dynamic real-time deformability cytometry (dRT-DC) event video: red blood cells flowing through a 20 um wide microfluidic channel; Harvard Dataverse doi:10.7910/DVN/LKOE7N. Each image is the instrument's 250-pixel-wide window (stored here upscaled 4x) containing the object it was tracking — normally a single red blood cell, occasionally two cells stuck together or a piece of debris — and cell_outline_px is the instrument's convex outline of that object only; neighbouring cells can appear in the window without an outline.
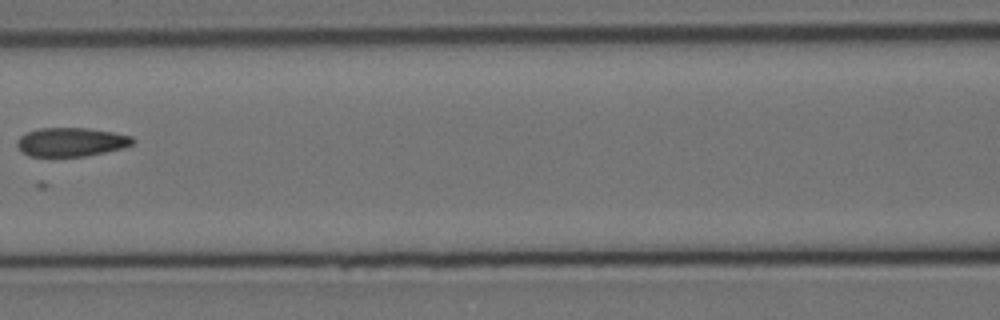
{"species": "Egyptian fruit bat (a non-hibernating species)", "species_latin": "Rousettus aegyptiacus", "temperature_condition": "cold", "stored_images_in_passage": 12, "camera_frame_rate_fps": 3000, "um_per_image_px": 0.085, "animal": {"sex": "female"}, "frame": {"image": 1, "passage_image": 4, "time_ms": 4.333, "image_size_px": [1000, 320], "cell_outline_px": [[136, 140], [132, 144], [120, 148], [104, 152], [84, 156], [28, 156], [20, 152], [16, 144], [16, 140], [20, 136], [28, 132], [40, 128], [88, 128], [112, 132], [132, 136]], "centroid_in_image_um": [6.0, 12.07], "position_along_channel_um": 160.6, "area_um2": 19.36}}
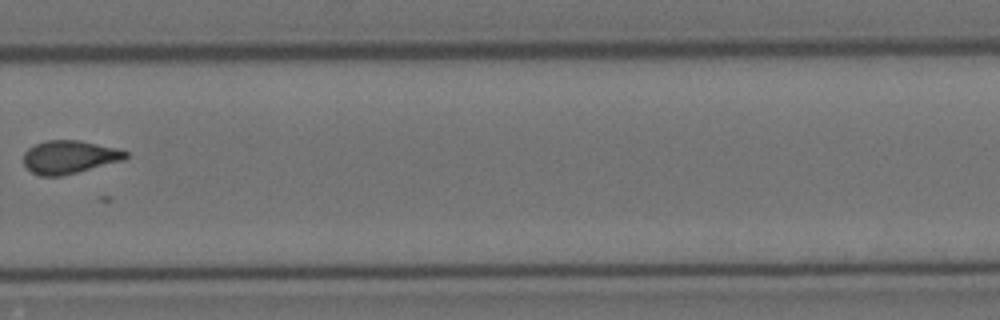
{"frame": {"image": 2, "passage_image": 8, "time_ms": 9.0, "image_size_px": [1000, 320], "cell_outline_px": [[128, 156], [124, 160], [60, 176], [40, 176], [24, 168], [24, 152], [28, 148], [36, 144], [48, 140], [80, 140], [116, 148], [128, 152]], "centroid_in_image_um": [5.87, 13.35], "position_along_channel_um": 323.9, "area_um2": 19.65}}
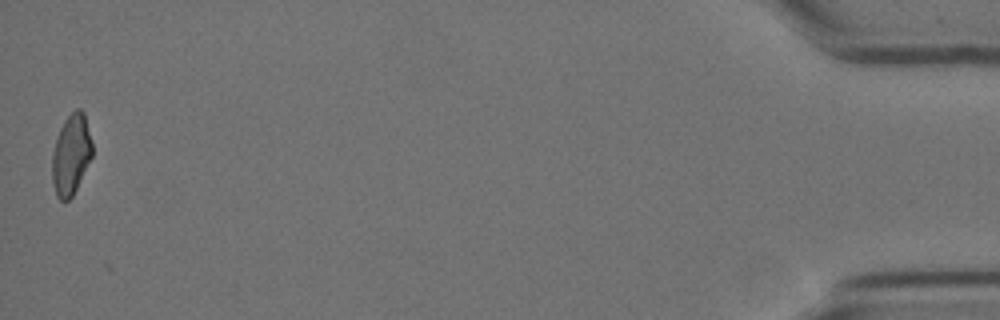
{"frame": {"image": 3, "passage_image": 12, "time_ms": 14.667, "image_size_px": [1000, 320], "cell_outline_px": [[92, 156], [72, 196], [68, 200], [60, 200], [56, 196], [52, 180], [52, 152], [60, 128], [64, 120], [76, 108], [80, 108], [84, 112], [92, 140]], "centroid_in_image_um": [6.04, 13.12], "position_along_channel_um": 429.2, "area_um2": 18.73}}